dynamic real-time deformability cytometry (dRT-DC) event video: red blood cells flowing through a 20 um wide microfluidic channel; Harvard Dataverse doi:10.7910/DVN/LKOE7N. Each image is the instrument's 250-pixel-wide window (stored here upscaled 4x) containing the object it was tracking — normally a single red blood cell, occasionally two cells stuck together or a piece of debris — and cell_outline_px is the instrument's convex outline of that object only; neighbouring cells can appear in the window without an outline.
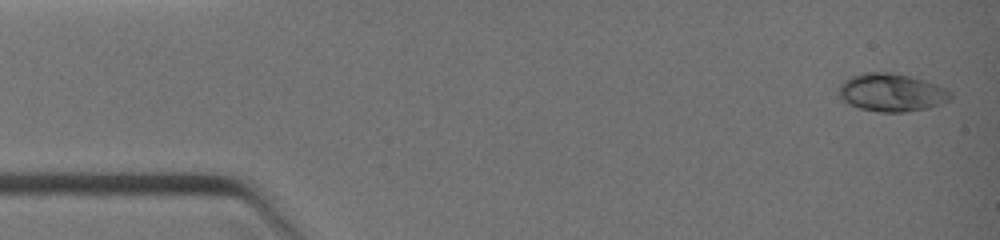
{"species": "common noctule bat (a hibernating species)", "species_latin": "Nyctalus noctula", "temperature_condition": "warm", "stored_images_in_passage": 37, "camera_frame_rate_fps": 3000, "um_per_image_px": 0.085, "animal": {"sex": "female", "body_mass_g": 19.0, "forearm_length_mm": 51.5}, "frame": {"image": 1, "passage_image": 1, "time_ms": 0.0, "image_size_px": [1000, 240], "cell_outline_px": [[952, 96], [948, 100], [940, 104], [928, 108], [904, 112], [880, 112], [860, 108], [848, 104], [840, 100], [836, 96], [836, 88], [844, 80], [852, 76], [864, 72], [892, 72], [924, 80], [936, 84], [952, 92]], "centroid_in_image_um": [75.71, 7.86], "position_along_channel_um": 9.3, "area_um2": 25.03}}
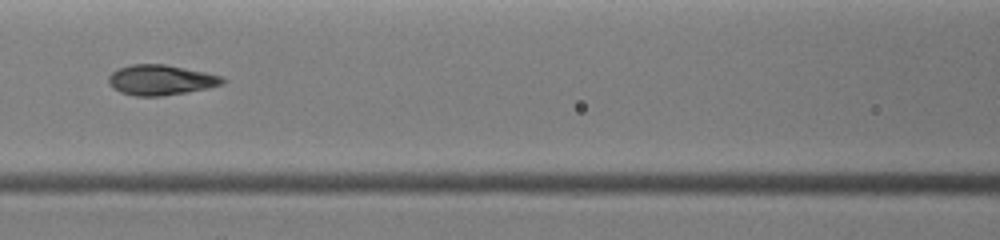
{"frame": {"image": 2, "passage_image": 16, "time_ms": 5.0, "image_size_px": [1000, 240], "cell_outline_px": [[228, 80], [224, 84], [208, 88], [160, 96], [136, 96], [120, 92], [112, 88], [108, 84], [108, 76], [116, 68], [132, 64], [164, 64], [204, 72], [220, 76]], "centroid_in_image_um": [13.63, 6.79], "position_along_channel_um": 153.0, "area_um2": 20.11}}
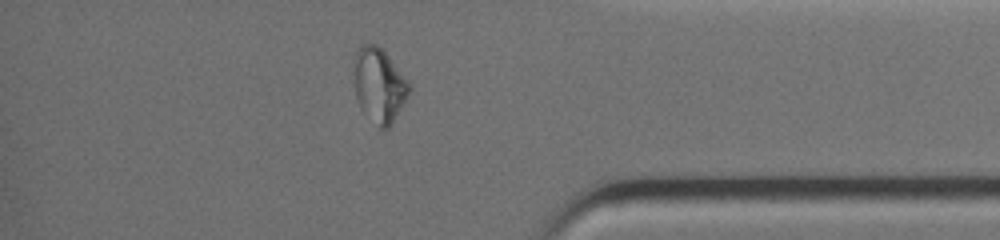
{"frame": {"image": 3, "passage_image": 31, "time_ms": 10.0, "image_size_px": [1000, 240], "cell_outline_px": [[412, 88], [404, 104], [388, 128], [380, 128], [360, 108], [356, 100], [356, 52], [360, 44], [376, 44], [384, 52], [408, 80]], "centroid_in_image_um": [32.26, 7.26], "position_along_channel_um": 402.9, "area_um2": 23.29}}